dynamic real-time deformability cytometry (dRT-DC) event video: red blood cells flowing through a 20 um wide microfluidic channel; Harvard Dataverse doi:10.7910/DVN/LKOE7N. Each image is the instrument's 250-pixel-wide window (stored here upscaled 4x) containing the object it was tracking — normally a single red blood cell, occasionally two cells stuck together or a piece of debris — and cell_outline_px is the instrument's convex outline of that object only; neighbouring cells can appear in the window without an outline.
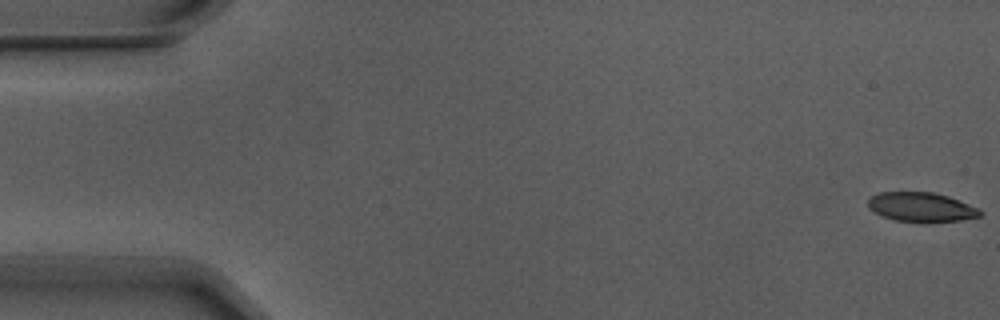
{"species": "Egyptian fruit bat (a non-hibernating species)", "species_latin": "Rousettus aegyptiacus", "temperature_condition": "warm", "stored_images_in_passage": 6, "camera_frame_rate_fps": 3000, "um_per_image_px": 0.085, "animal": {"sex": "male"}, "frame": {"image": 1, "passage_image": 1, "time_ms": 0.0, "image_size_px": [1000, 320], "cell_outline_px": [[984, 212], [980, 216], [960, 220], [928, 224], [920, 224], [896, 220], [880, 216], [868, 208], [868, 200], [872, 196], [880, 192], [932, 192], [948, 196], [980, 208]], "centroid_in_image_um": [78.33, 17.64], "position_along_channel_um": 6.7, "area_um2": 19.77}}
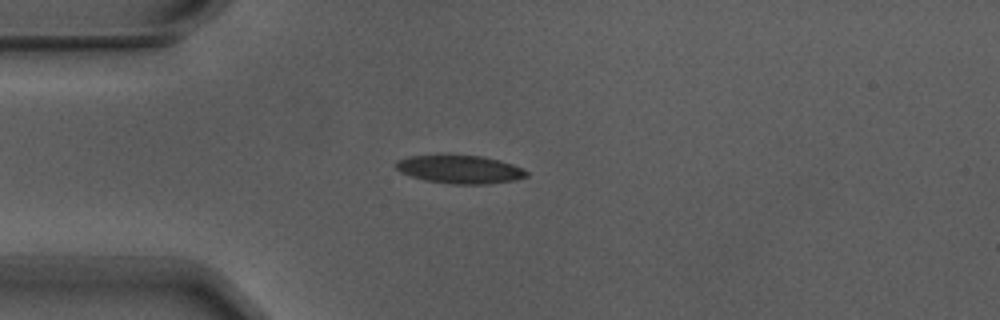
{"frame": {"image": 2, "passage_image": 4, "time_ms": 1.0, "image_size_px": [1000, 320], "cell_outline_px": [[528, 176], [516, 180], [488, 184], [452, 184], [424, 180], [400, 172], [392, 164], [396, 160], [408, 156], [444, 152], [480, 156], [500, 160], [512, 164], [528, 172]], "centroid_in_image_um": [39.01, 14.35], "position_along_channel_um": 46.0, "area_um2": 22.37}}